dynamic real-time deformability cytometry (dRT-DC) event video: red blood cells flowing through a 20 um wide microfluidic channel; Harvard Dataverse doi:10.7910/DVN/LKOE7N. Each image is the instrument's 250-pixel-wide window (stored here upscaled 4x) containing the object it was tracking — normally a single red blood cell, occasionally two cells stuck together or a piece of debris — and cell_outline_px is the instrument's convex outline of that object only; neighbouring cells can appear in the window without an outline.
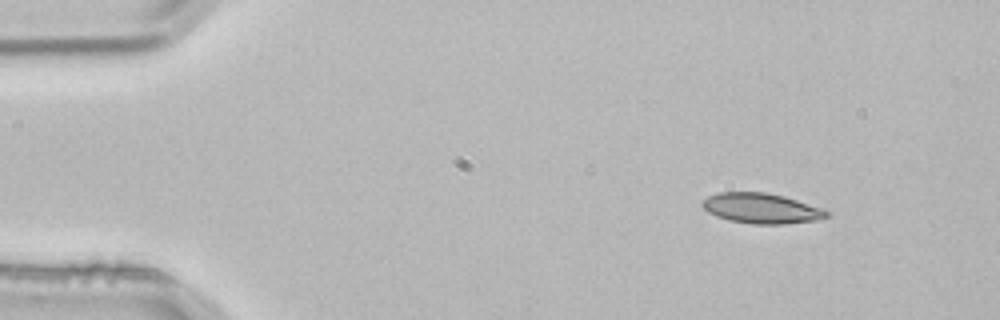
{"species": "common noctule bat (a hibernating species)", "species_latin": "Nyctalus noctula", "temperature_condition": "room temperature", "stored_images_in_passage": 3, "camera_frame_rate_fps": 3000, "um_per_image_px": 0.085, "animal": {"sex": "male", "body_mass_g": 21.5, "forearm_length_mm": 52.0}, "frame": {"image": 1, "passage_image": 1, "time_ms": 0.0, "image_size_px": [1000, 320], "cell_outline_px": [[828, 216], [816, 220], [784, 224], [752, 224], [728, 220], [716, 216], [708, 212], [700, 204], [708, 196], [720, 192], [764, 192], [784, 196], [824, 208], [828, 212]], "centroid_in_image_um": [64.72, 17.71], "position_along_channel_um": 20.3, "area_um2": 21.91}}
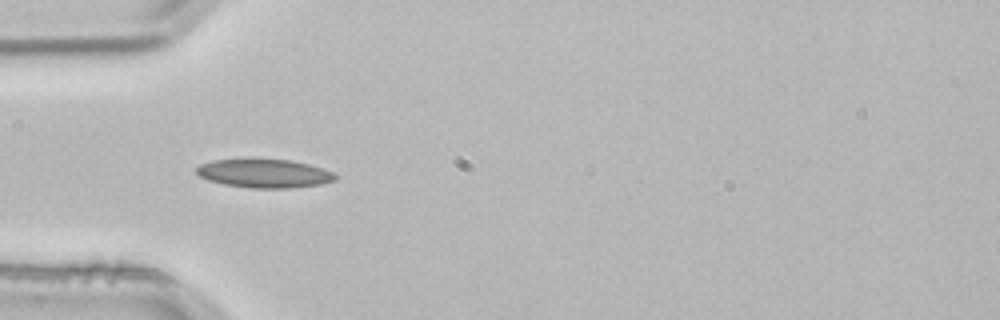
{"frame": {"image": 2, "passage_image": 3, "time_ms": 0.667, "image_size_px": [1000, 320], "cell_outline_px": [[336, 180], [320, 184], [288, 188], [252, 188], [224, 184], [208, 180], [200, 176], [196, 172], [196, 168], [200, 164], [212, 160], [292, 160], [308, 164], [332, 172], [336, 176]], "centroid_in_image_um": [22.45, 14.75], "position_along_channel_um": 62.5, "area_um2": 22.72}}